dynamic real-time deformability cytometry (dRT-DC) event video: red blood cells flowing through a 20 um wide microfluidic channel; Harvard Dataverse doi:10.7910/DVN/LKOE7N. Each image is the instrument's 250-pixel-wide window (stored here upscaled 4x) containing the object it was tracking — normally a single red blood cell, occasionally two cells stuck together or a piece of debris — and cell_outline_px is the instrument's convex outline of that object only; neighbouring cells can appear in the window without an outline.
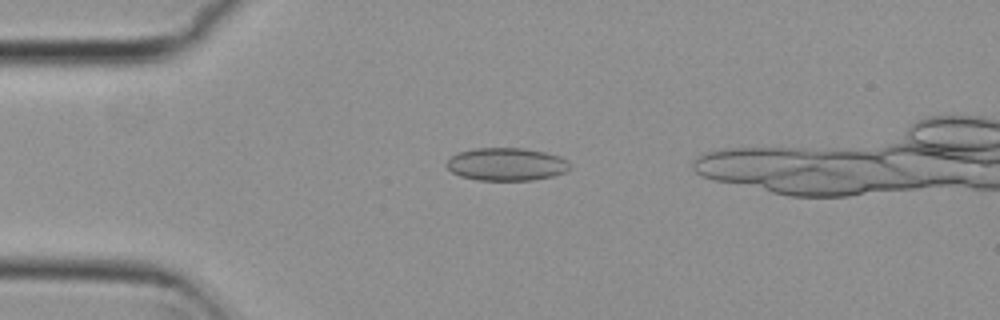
{"species": "common noctule bat (a hibernating species)", "species_latin": "Nyctalus noctula", "temperature_condition": "cold", "stored_images_in_passage": 4, "camera_frame_rate_fps": 3000, "um_per_image_px": 0.085, "animal": {"sex": "female", "body_mass_g": 29.2, "forearm_length_mm": 56.3}, "frame": {"image": 1, "passage_image": 3, "time_ms": 0.667, "image_size_px": [1000, 320], "cell_outline_px": [[572, 168], [568, 172], [552, 176], [532, 180], [476, 180], [460, 176], [452, 172], [444, 164], [452, 156], [460, 152], [476, 148], [524, 148], [544, 152], [560, 156], [568, 160]], "centroid_in_image_um": [43.09, 13.96], "position_along_channel_um": 41.9, "area_um2": 23.76}}